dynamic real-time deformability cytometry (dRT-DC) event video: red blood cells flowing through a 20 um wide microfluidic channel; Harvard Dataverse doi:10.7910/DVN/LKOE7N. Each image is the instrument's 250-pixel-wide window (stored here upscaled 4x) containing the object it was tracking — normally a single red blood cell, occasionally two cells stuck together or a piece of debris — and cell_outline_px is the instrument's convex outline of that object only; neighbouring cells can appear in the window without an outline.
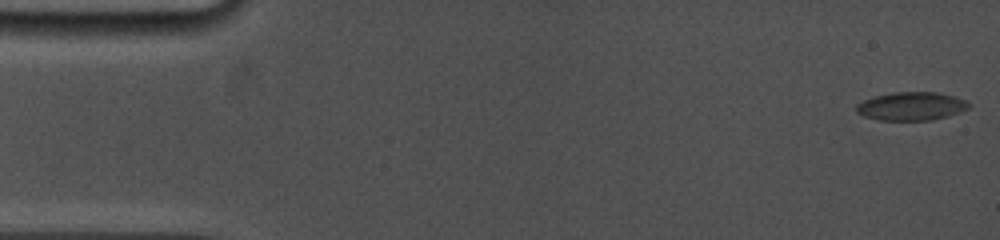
{"species": "common noctule bat (a hibernating species)", "species_latin": "Nyctalus noctula", "temperature_condition": "cold", "stored_images_in_passage": 60, "camera_frame_rate_fps": 5000, "um_per_image_px": 0.085, "animal": {"sex": "female", "body_mass_g": 19.0, "forearm_length_mm": 53.3}, "frame": {"image": 1, "passage_image": 2, "time_ms": 0.2, "image_size_px": [1000, 240], "cell_outline_px": [[968, 108], [960, 112], [948, 116], [932, 120], [880, 120], [864, 116], [856, 112], [856, 104], [864, 100], [876, 96], [892, 92], [940, 92], [956, 96], [964, 100], [968, 104]], "centroid_in_image_um": [77.46, 9.02], "position_along_channel_um": 7.5, "area_um2": 18.55}}
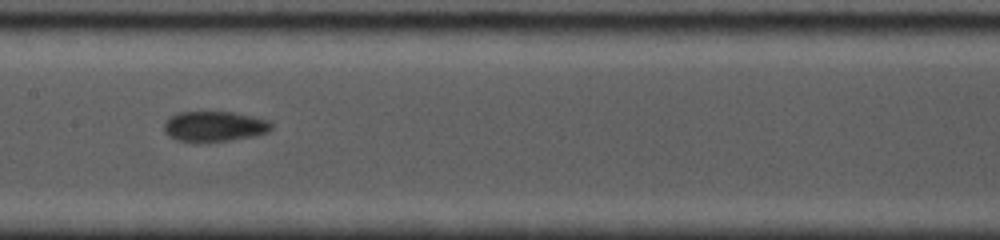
{"frame": {"image": 2, "passage_image": 27, "time_ms": 8.4, "image_size_px": [1000, 240], "cell_outline_px": [[272, 128], [268, 132], [256, 136], [228, 140], [176, 140], [168, 136], [164, 132], [164, 120], [168, 116], [176, 112], [232, 112], [252, 116], [268, 120], [272, 124]], "centroid_in_image_um": [18.2, 10.71], "position_along_channel_um": 189.2, "area_um2": 18.79}}
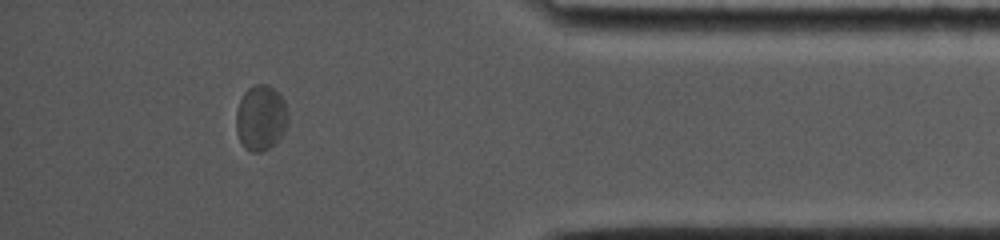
{"frame": {"image": 3, "passage_image": 52, "time_ms": 14.8, "image_size_px": [1000, 240], "cell_outline_px": [[288, 124], [276, 144], [260, 152], [252, 152], [244, 148], [236, 132], [236, 112], [240, 100], [244, 92], [252, 84], [268, 84], [284, 100], [288, 112]], "centroid_in_image_um": [22.17, 10.02], "position_along_channel_um": 413.0, "area_um2": 19.94}, "authors_computed_cell_mechanics": {"area_um2": 18.8139, "velocity_mm_per_s": 3.795, "shape_relaxation_time_tau1_ms": 5.4411, "shape_relaxation_time_tau2_ms": 1.1689, "deformation_change_tau1": 0.1217, "deformation_change_tau2": 0.0442}}